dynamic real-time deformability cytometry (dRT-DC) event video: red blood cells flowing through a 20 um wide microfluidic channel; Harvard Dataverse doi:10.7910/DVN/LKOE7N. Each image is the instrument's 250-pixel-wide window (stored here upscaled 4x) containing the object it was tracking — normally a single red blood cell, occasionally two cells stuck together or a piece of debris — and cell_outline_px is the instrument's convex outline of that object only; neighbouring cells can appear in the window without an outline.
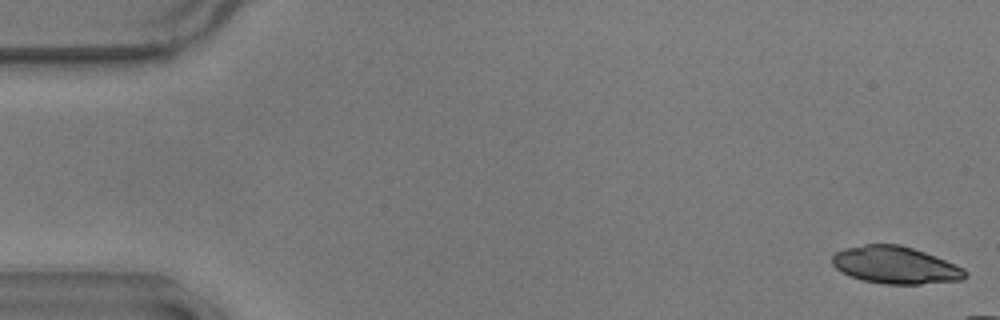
{"species": "common noctule bat (a hibernating species)", "species_latin": "Nyctalus noctula", "temperature_condition": "warm", "stored_images_in_passage": 11, "camera_frame_rate_fps": 3000, "um_per_image_px": 0.085, "animal": {"sex": "male", "body_mass_g": 17.9}, "frame": {"image": 1, "passage_image": 1, "time_ms": 0.0, "image_size_px": [1000, 320], "cell_outline_px": [[968, 276], [960, 280], [920, 284], [884, 284], [860, 280], [836, 268], [832, 264], [832, 256], [836, 252], [844, 248], [864, 244], [900, 244], [924, 252], [964, 268], [968, 272]], "centroid_in_image_um": [76.1, 22.53], "position_along_channel_um": 8.9, "area_um2": 28.78}}